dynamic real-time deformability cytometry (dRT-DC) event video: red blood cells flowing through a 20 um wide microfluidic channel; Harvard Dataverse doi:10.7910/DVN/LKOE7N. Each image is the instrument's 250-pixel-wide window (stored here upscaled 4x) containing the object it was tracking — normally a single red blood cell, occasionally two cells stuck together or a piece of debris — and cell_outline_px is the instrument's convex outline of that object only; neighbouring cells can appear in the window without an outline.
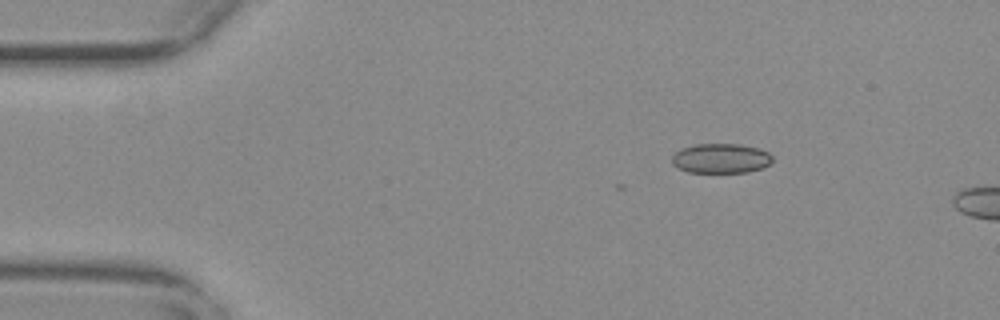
{"species": "common noctule bat (a hibernating species)", "species_latin": "Nyctalus noctula", "temperature_condition": "warm", "stored_images_in_passage": 6, "camera_frame_rate_fps": 3000, "um_per_image_px": 0.085, "animal": {"sex": "female", "body_mass_g": 29.2, "forearm_length_mm": 56.3}, "frame": {"image": 1, "passage_image": 2, "time_ms": 0.333, "image_size_px": [1000, 320], "cell_outline_px": [[772, 160], [764, 168], [748, 172], [688, 172], [672, 164], [672, 156], [680, 148], [696, 144], [740, 144], [760, 148], [768, 152], [772, 156]], "centroid_in_image_um": [61.29, 13.45], "position_along_channel_um": 23.7, "area_um2": 17.46}}